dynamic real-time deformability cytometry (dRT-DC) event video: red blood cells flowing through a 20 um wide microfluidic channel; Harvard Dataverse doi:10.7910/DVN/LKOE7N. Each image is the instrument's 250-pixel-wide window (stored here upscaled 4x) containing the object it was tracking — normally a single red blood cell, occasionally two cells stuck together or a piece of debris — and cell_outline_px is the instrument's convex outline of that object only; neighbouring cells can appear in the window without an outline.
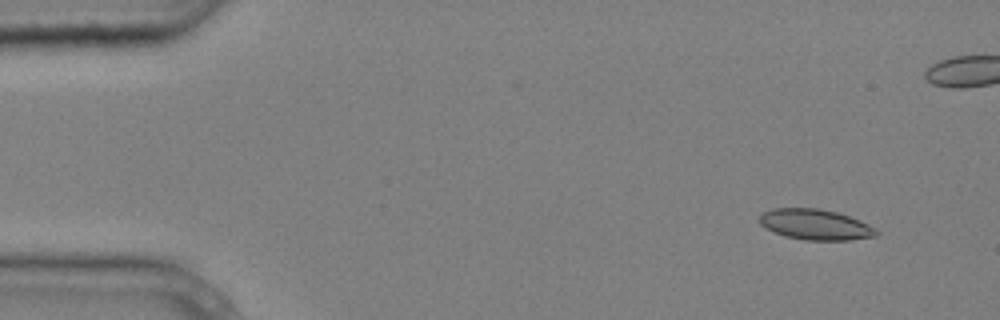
{"species": "common noctule bat (a hibernating species)", "species_latin": "Nyctalus noctula", "temperature_condition": "cold", "stored_images_in_passage": 7, "camera_frame_rate_fps": 3000, "um_per_image_px": 0.085, "animal": {"sex": "male", "body_mass_g": 20.4}, "frame": {"image": 1, "passage_image": 2, "time_ms": 0.333, "image_size_px": [1000, 320], "cell_outline_px": [[880, 236], [848, 240], [804, 240], [784, 236], [760, 224], [760, 216], [764, 212], [772, 208], [816, 208], [836, 212], [848, 216], [868, 224], [876, 228], [880, 232]], "centroid_in_image_um": [69.36, 19.09], "position_along_channel_um": 15.6, "area_um2": 20.75}}
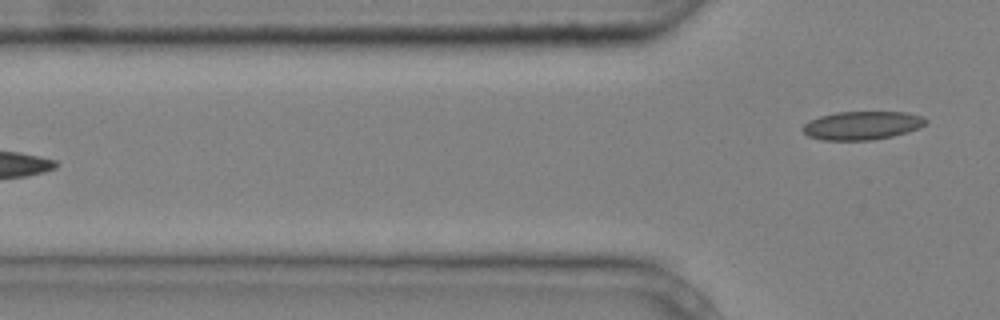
{"frame": {"image": 2, "passage_image": 7, "time_ms": 2.0, "image_size_px": [1000, 320], "cell_outline_px": [[928, 124], [920, 128], [908, 132], [892, 136], [872, 140], [820, 140], [808, 136], [800, 128], [808, 120], [820, 116], [836, 112], [908, 112], [924, 116], [928, 120]], "centroid_in_image_um": [73.3, 10.66], "position_along_channel_um": 52.5, "area_um2": 20.75}}